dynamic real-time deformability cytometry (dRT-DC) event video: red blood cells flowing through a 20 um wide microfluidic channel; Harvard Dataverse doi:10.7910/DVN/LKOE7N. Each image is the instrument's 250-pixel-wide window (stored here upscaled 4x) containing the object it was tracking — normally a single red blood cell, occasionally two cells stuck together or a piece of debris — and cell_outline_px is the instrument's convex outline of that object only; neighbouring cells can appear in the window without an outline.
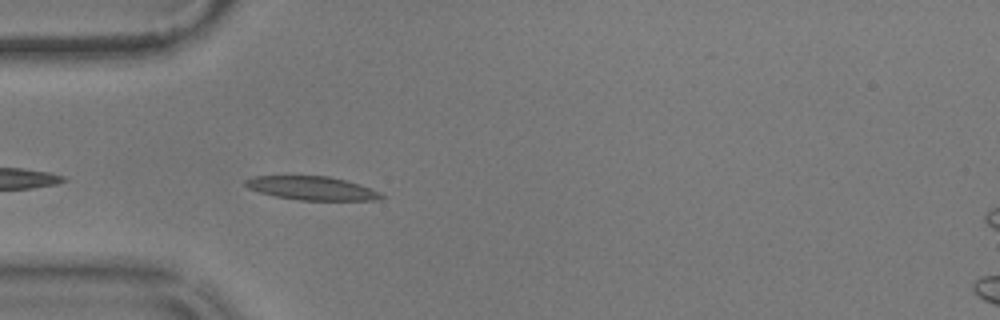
{"species": "common noctule bat (a hibernating species)", "species_latin": "Nyctalus noctula", "temperature_condition": "warm", "stored_images_in_passage": 5, "camera_frame_rate_fps": 3000, "um_per_image_px": 0.085, "animal": {"sex": "male", "body_mass_g": 17.9}, "frame": {"image": 1, "passage_image": 1, "time_ms": 0.0, "image_size_px": [1000, 320], "cell_outline_px": [[384, 196], [380, 200], [300, 200], [276, 196], [260, 192], [248, 188], [244, 184], [244, 180], [256, 176], [328, 176], [360, 184], [380, 192]], "centroid_in_image_um": [26.52, 16.0], "position_along_channel_um": 58.5, "area_um2": 18.55}}